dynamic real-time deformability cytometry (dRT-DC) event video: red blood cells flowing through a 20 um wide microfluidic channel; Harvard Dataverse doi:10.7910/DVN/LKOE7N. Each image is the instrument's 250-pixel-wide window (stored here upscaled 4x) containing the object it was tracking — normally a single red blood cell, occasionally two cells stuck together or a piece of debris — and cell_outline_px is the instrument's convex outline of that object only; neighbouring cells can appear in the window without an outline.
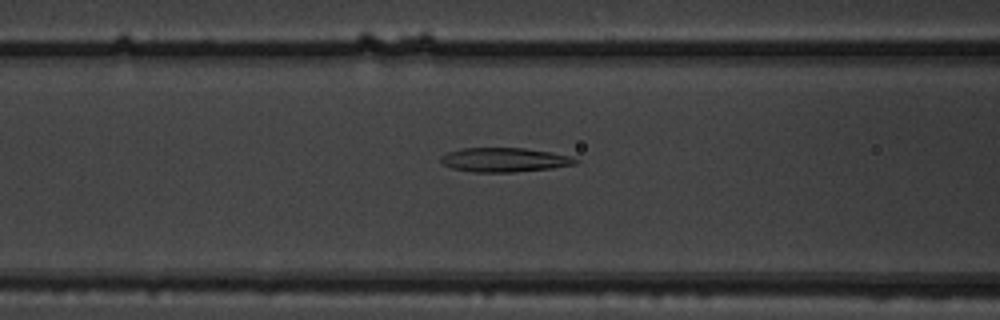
{"species": "common noctule bat (a hibernating species)", "species_latin": "Nyctalus noctula", "temperature_condition": "warm", "stored_images_in_passage": 6, "camera_frame_rate_fps": 3000, "um_per_image_px": 0.085, "animal": {"sex": "male", "body_mass_g": 19.5, "forearm_length_mm": 54.6}, "frame": {"image": 1, "passage_image": 6, "time_ms": 1.667, "image_size_px": [1000, 320], "cell_outline_px": [[580, 160], [576, 164], [552, 168], [512, 172], [472, 172], [452, 168], [444, 164], [440, 160], [440, 156], [448, 152], [460, 148], [524, 148], [552, 152], [572, 156]], "centroid_in_image_um": [42.89, 13.58], "position_along_channel_um": 123.7, "area_um2": 19.07}}